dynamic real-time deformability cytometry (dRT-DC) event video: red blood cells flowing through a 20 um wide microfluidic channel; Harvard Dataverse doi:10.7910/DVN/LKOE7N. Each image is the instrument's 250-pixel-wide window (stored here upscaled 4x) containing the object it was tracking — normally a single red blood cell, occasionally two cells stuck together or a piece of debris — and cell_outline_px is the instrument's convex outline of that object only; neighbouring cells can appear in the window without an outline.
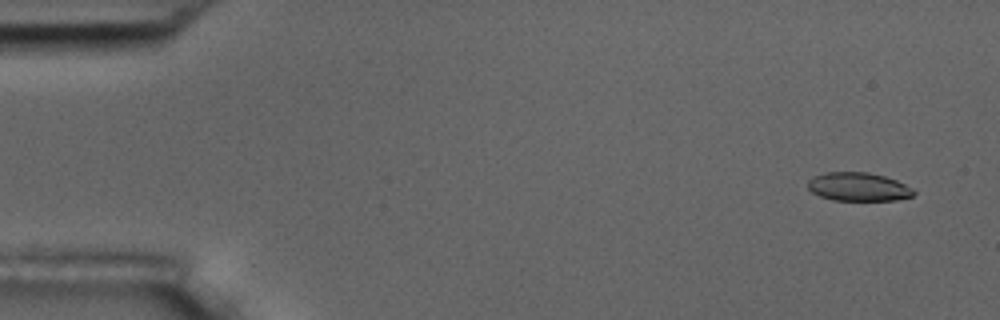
{"species": "common noctule bat (a hibernating species)", "species_latin": "Nyctalus noctula", "temperature_condition": "room temperature", "stored_images_in_passage": 56, "camera_frame_rate_fps": 3000, "um_per_image_px": 0.085, "animal": {"sex": "male", "body_mass_g": 17.5, "forearm_length_mm": 52.3}, "frame": {"image": 1, "passage_image": 4, "time_ms": 1.0, "image_size_px": [1000, 320], "cell_outline_px": [[916, 192], [912, 196], [896, 200], [832, 200], [820, 196], [812, 192], [808, 188], [808, 180], [824, 172], [868, 172], [884, 176], [896, 180], [912, 188]], "centroid_in_image_um": [72.96, 15.88], "position_along_channel_um": 12.0, "area_um2": 17.51}}
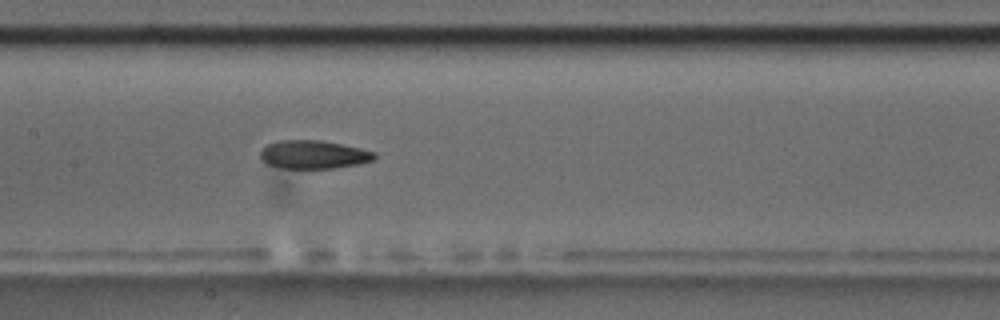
{"frame": {"image": 2, "passage_image": 28, "time_ms": 9.0, "image_size_px": [1000, 320], "cell_outline_px": [[376, 156], [372, 160], [356, 164], [332, 168], [280, 168], [264, 164], [260, 160], [260, 152], [268, 144], [280, 140], [320, 140], [360, 148], [376, 152]], "centroid_in_image_um": [26.59, 13.14], "position_along_channel_um": 180.8, "area_um2": 18.79}}
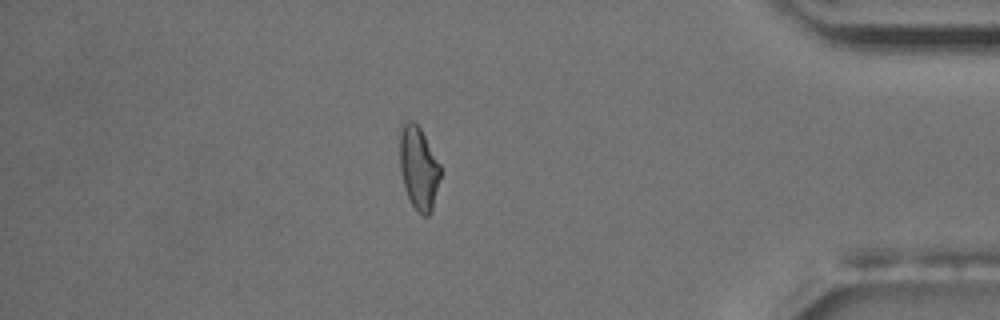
{"frame": {"image": 3, "passage_image": 49, "time_ms": 16.0, "image_size_px": [1000, 320], "cell_outline_px": [[440, 176], [432, 208], [428, 216], [424, 216], [412, 204], [404, 188], [400, 168], [400, 124], [412, 120], [420, 128], [440, 164]], "centroid_in_image_um": [35.56, 14.24], "position_along_channel_um": 399.6, "area_um2": 19.31}, "authors_computed_cell_mechanics": {"area_um2": 19.3052, "velocity_mm_per_s": 3.6429, "shape_relaxation_time_tau1_ms": null, "shape_relaxation_time_tau2_ms": 3.1104, "deformation_change_tau1": null, "deformation_change_tau2": 0.0938}}